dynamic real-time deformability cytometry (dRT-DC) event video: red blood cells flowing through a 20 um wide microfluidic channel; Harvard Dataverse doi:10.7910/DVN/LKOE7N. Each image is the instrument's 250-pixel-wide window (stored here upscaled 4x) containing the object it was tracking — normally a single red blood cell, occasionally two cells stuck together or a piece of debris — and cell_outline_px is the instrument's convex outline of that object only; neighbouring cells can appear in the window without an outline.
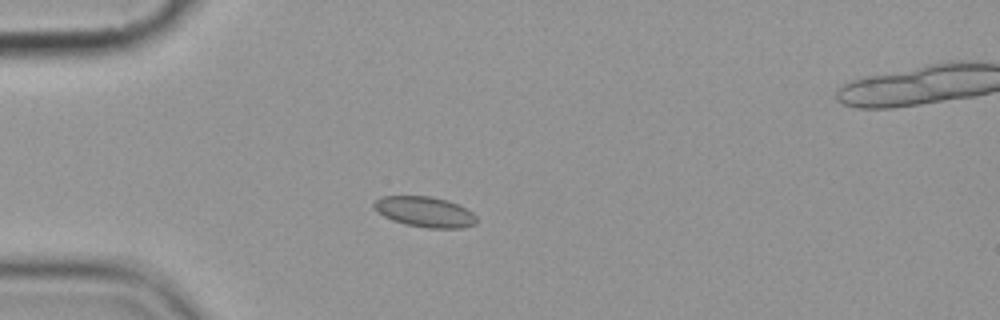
{"species": "common noctule bat (a hibernating species)", "species_latin": "Nyctalus noctula", "temperature_condition": "cold", "stored_images_in_passage": 15, "segment_of_instrument_passage": [1, 2], "camera_frame_rate_fps": 3000, "um_per_image_px": 0.085, "animal": {"sex": "female", "body_mass_g": 19.9}, "frame": {"image": 1, "passage_image": 3, "time_ms": 3.333, "image_size_px": [1000, 320], "cell_outline_px": [[476, 224], [464, 228], [428, 228], [404, 224], [392, 220], [384, 216], [372, 208], [372, 204], [380, 196], [432, 196], [448, 200], [472, 212], [476, 216]], "centroid_in_image_um": [36.08, 18.0], "position_along_channel_um": 48.9, "area_um2": 18.32}}
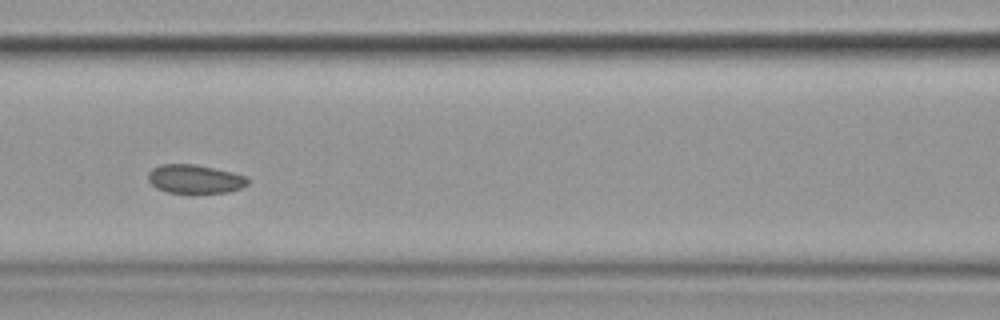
{"frame": {"image": 2, "passage_image": 6, "time_ms": 6.667, "image_size_px": [1000, 320], "cell_outline_px": [[248, 184], [240, 188], [228, 192], [168, 192], [156, 188], [148, 180], [148, 172], [152, 168], [160, 164], [196, 164], [232, 172], [244, 176], [248, 180]], "centroid_in_image_um": [16.53, 15.2], "position_along_channel_um": 150.1, "area_um2": 16.47}}
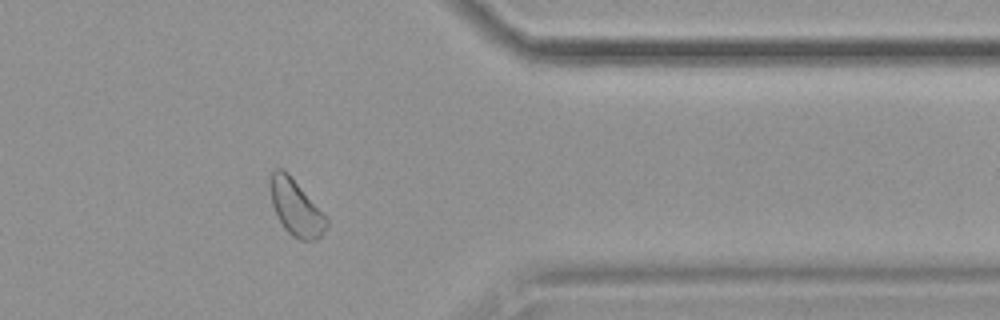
{"frame": {"image": 3, "passage_image": 12, "time_ms": 13.667, "image_size_px": [1000, 320], "cell_outline_px": [[328, 224], [320, 236], [316, 240], [300, 240], [292, 236], [284, 228], [276, 216], [272, 204], [268, 184], [272, 172], [276, 168], [284, 168], [288, 172], [328, 220]], "centroid_in_image_um": [25.09, 17.63], "position_along_channel_um": 386.3, "area_um2": 18.26}}